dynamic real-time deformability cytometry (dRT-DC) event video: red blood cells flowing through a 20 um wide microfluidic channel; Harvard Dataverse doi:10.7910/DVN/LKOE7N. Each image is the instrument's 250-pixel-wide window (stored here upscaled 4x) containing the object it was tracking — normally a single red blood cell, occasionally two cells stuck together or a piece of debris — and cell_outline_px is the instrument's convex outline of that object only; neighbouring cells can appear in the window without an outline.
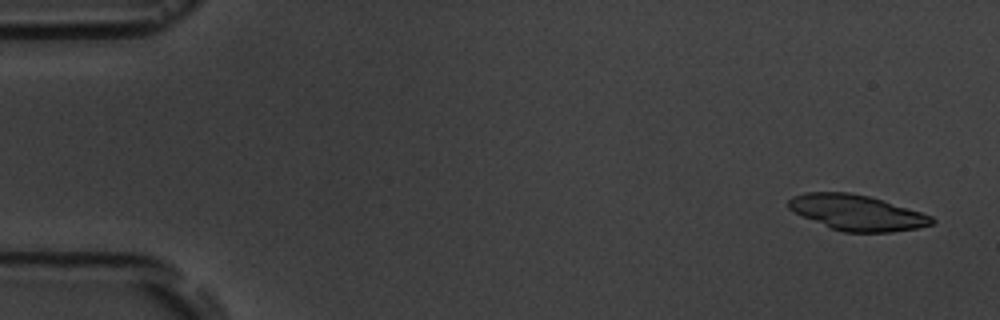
{"species": "common noctule bat (a hibernating species)", "species_latin": "Nyctalus noctula", "temperature_condition": "room temperature", "stored_images_in_passage": 15, "camera_frame_rate_fps": 3000, "um_per_image_px": 0.085, "animal": {"sex": "male", "body_mass_g": 19.5, "forearm_length_mm": 54.6}, "frame": {"image": 1, "passage_image": 1, "time_ms": 0.0, "image_size_px": [1000, 320], "cell_outline_px": [[936, 220], [932, 224], [916, 228], [892, 232], [844, 232], [832, 228], [792, 212], [788, 208], [788, 200], [792, 196], [804, 192], [848, 192], [868, 196], [920, 212], [932, 216]], "centroid_in_image_um": [72.8, 18.07], "position_along_channel_um": 12.2, "area_um2": 29.36}}
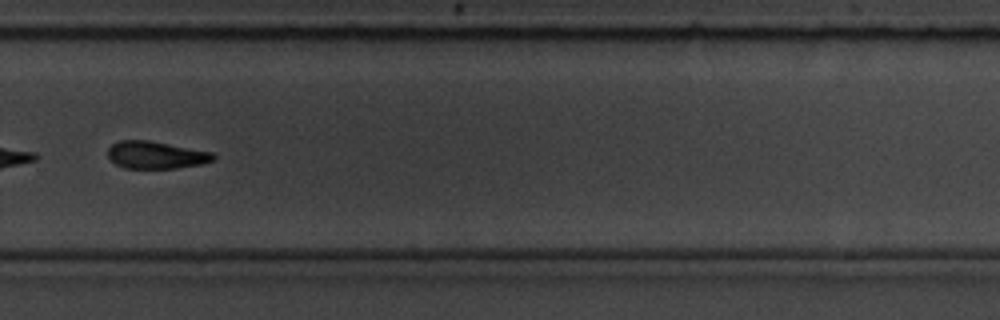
{"frame": {"image": 2, "passage_image": 11, "time_ms": 11.667, "image_size_px": [1000, 320], "cell_outline_px": [[216, 156], [212, 160], [200, 164], [176, 168], [124, 168], [116, 164], [108, 156], [108, 148], [112, 144], [120, 140], [148, 140], [212, 152]], "centroid_in_image_um": [13.23, 13.17], "position_along_channel_um": 316.6, "area_um2": 16.65}, "authors_computed_cell_mechanics": {"area_um2": 19.5364, "velocity_mm_per_s": 3.7511, "shape_relaxation_time_tau1_ms": 3.0048, "shape_relaxation_time_tau2_ms": null, "deformation_change_tau1": 0.1018, "deformation_change_tau2": null}}